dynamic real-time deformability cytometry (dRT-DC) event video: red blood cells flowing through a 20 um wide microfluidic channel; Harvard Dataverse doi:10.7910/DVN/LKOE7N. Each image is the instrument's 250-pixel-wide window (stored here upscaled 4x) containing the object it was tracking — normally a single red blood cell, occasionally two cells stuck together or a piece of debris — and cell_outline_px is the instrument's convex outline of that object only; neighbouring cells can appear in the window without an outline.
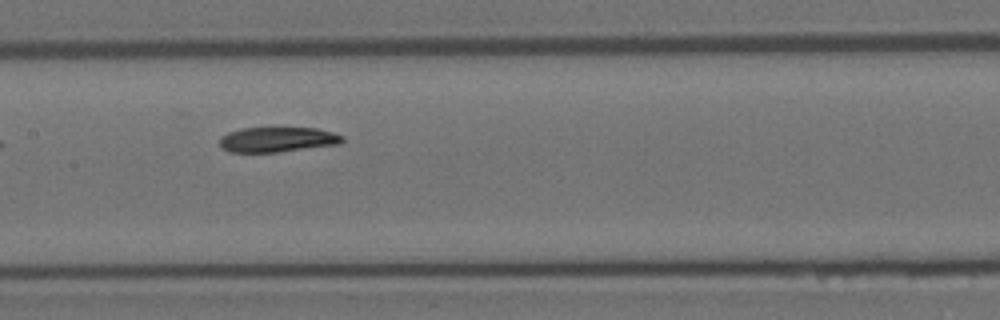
{"species": "Egyptian fruit bat (a non-hibernating species)", "species_latin": "Rousettus aegyptiacus", "temperature_condition": "room temperature", "stored_images_in_passage": 8, "camera_frame_rate_fps": 3000, "um_per_image_px": 0.085, "animal": {"sex": "female"}, "frame": {"image": 1, "passage_image": 7, "time_ms": 2.0, "image_size_px": [1000, 320], "cell_outline_px": [[344, 140], [340, 144], [280, 152], [228, 152], [220, 144], [220, 140], [228, 132], [244, 128], [316, 128], [332, 132], [344, 136]], "centroid_in_image_um": [23.63, 11.87], "position_along_channel_um": 183.8, "area_um2": 17.8}}
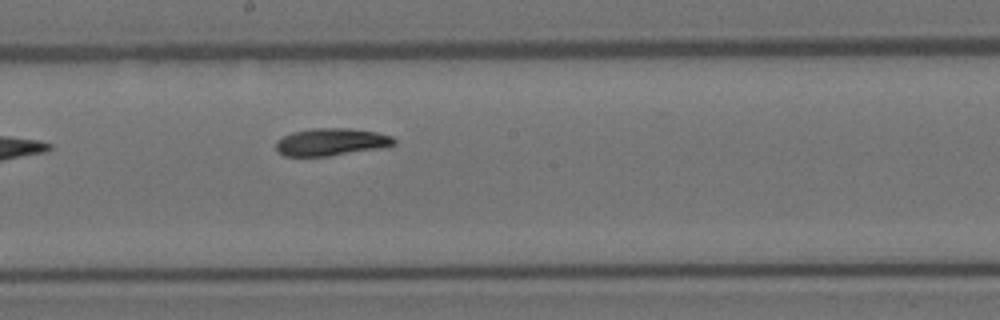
{"frame": {"image": 2, "passage_image": 8, "time_ms": 2.333, "image_size_px": [1000, 320], "cell_outline_px": [[396, 144], [376, 148], [328, 156], [284, 156], [276, 148], [276, 140], [292, 132], [312, 128], [348, 128], [376, 132], [392, 136], [396, 140]], "centroid_in_image_um": [28.12, 12.05], "position_along_channel_um": 220.1, "area_um2": 18.61}}